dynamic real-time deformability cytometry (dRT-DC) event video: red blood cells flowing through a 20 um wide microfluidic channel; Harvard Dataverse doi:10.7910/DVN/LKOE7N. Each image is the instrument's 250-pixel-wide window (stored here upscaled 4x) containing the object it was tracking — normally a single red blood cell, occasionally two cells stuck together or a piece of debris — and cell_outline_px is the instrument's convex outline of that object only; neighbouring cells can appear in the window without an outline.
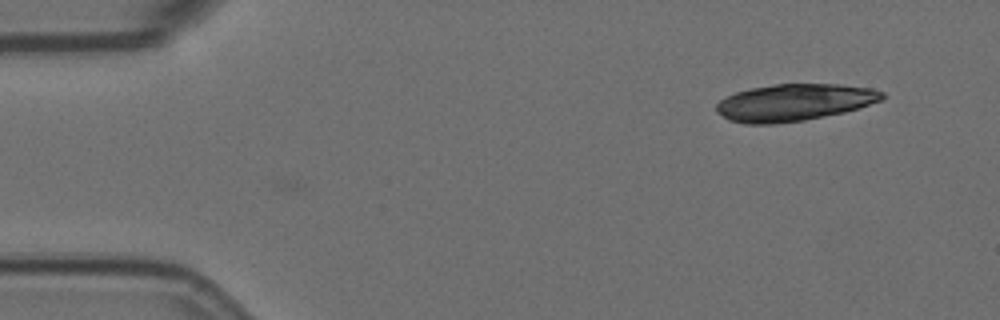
{"species": "Egyptian fruit bat (a non-hibernating species)", "species_latin": "Rousettus aegyptiacus", "temperature_condition": "room temperature", "stored_images_in_passage": 8, "camera_frame_rate_fps": 3000, "um_per_image_px": 0.085, "animal": {"sex": "female"}, "frame": {"image": 1, "passage_image": 8, "time_ms": 2.333, "image_size_px": [1000, 320], "cell_outline_px": [[884, 96], [880, 100], [860, 108], [844, 112], [804, 120], [776, 124], [744, 124], [728, 120], [716, 112], [716, 104], [720, 100], [736, 92], [748, 88], [776, 84], [840, 84], [872, 88], [884, 92]], "centroid_in_image_um": [67.48, 8.71], "position_along_channel_um": 17.5, "area_um2": 35.84}}